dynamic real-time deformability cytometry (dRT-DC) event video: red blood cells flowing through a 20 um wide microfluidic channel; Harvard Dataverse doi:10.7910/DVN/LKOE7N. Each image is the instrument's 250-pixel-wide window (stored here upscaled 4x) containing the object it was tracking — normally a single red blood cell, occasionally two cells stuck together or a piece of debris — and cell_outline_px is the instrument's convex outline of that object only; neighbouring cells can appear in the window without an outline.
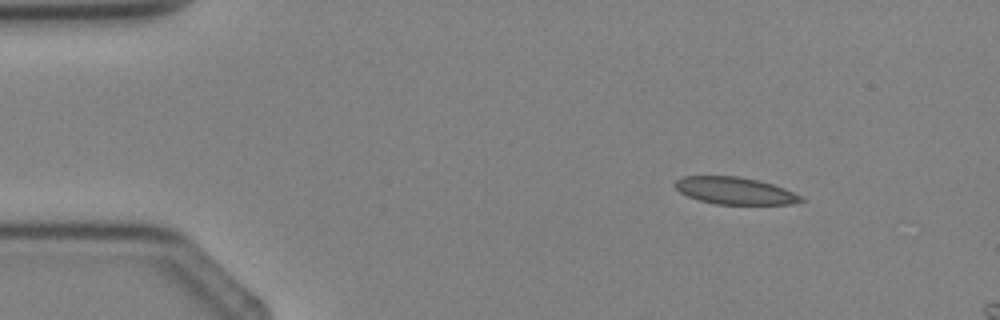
{"species": "Egyptian fruit bat (a non-hibernating species)", "species_latin": "Rousettus aegyptiacus", "temperature_condition": "cold", "stored_images_in_passage": 3, "camera_frame_rate_fps": 3000, "um_per_image_px": 0.085, "animal": {"sex": "female"}, "frame": {"image": 1, "passage_image": 1, "time_ms": 0.0, "image_size_px": [1000, 320], "cell_outline_px": [[808, 200], [792, 204], [716, 204], [700, 200], [688, 196], [680, 192], [672, 184], [676, 180], [684, 176], [736, 176], [756, 180], [772, 184], [784, 188], [804, 196]], "centroid_in_image_um": [62.5, 16.22], "position_along_channel_um": 22.5, "area_um2": 19.94}}